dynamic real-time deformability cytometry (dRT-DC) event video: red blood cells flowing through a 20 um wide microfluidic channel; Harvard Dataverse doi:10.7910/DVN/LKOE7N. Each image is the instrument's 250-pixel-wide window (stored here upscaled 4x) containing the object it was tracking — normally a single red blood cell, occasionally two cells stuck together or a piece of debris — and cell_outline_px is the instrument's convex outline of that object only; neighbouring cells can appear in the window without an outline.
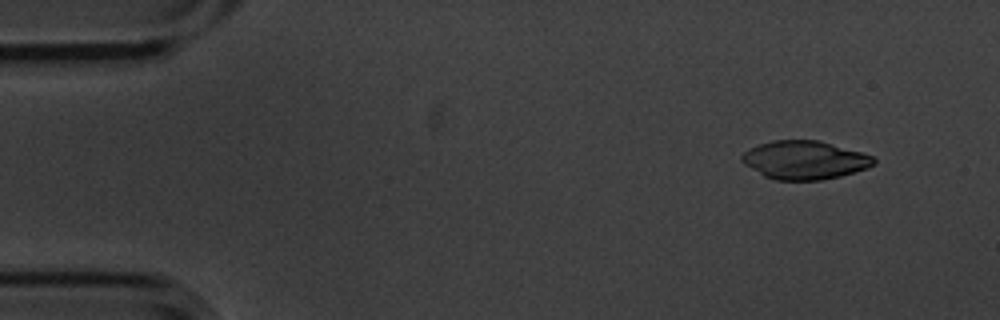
{"species": "common noctule bat (a hibernating species)", "species_latin": "Nyctalus noctula", "temperature_condition": "cold", "stored_images_in_passage": 5, "camera_frame_rate_fps": 3000, "um_per_image_px": 0.085, "animal": {"sex": "male", "body_mass_g": 20.1, "forearm_length_mm": 53.5}, "frame": {"image": 1, "passage_image": 2, "time_ms": 0.333, "image_size_px": [1000, 320], "cell_outline_px": [[876, 164], [868, 168], [840, 176], [820, 180], [776, 180], [764, 176], [744, 164], [740, 160], [740, 156], [748, 148], [772, 140], [816, 140], [860, 152], [872, 156], [876, 160]], "centroid_in_image_um": [68.36, 13.61], "position_along_channel_um": 16.6, "area_um2": 29.42}}